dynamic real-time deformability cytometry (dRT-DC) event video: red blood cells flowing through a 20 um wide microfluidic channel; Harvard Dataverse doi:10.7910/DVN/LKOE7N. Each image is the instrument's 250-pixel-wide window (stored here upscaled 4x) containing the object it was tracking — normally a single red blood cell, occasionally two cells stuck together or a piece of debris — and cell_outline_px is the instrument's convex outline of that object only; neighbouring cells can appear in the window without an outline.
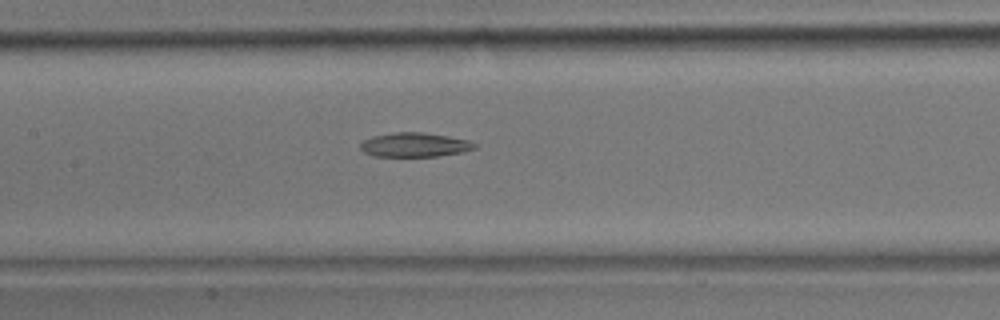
{"species": "common noctule bat (a hibernating species)", "species_latin": "Nyctalus noctula", "temperature_condition": "room temperature", "stored_images_in_passage": 33, "segment_of_instrument_passage": [2, 2], "camera_frame_rate_fps": 3000, "um_per_image_px": 0.085, "animal": {"sex": "male", "body_mass_g": 17.9}, "frame": {"image": 1, "passage_image": 15, "time_ms": 4.667, "image_size_px": [1000, 320], "cell_outline_px": [[476, 148], [464, 152], [436, 156], [372, 156], [364, 152], [360, 148], [360, 144], [364, 140], [372, 136], [396, 132], [424, 132], [448, 136], [468, 140], [476, 144]], "centroid_in_image_um": [35.24, 12.31], "position_along_channel_um": 172.2, "area_um2": 16.13}}
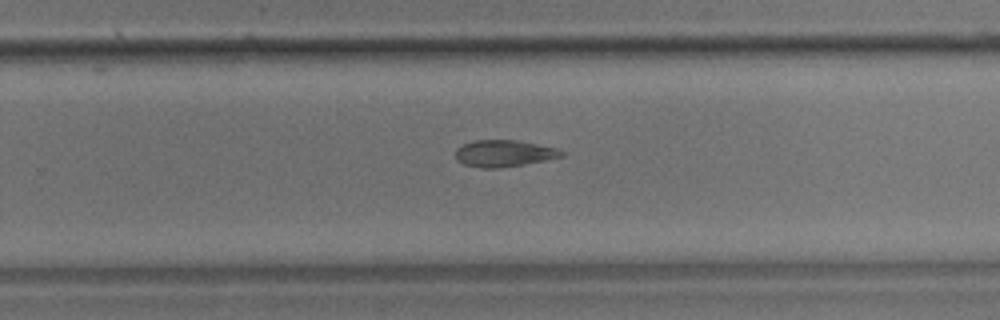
{"frame": {"image": 2, "passage_image": 22, "time_ms": 7.0, "image_size_px": [1000, 320], "cell_outline_px": [[564, 156], [524, 164], [500, 168], [480, 168], [464, 164], [456, 160], [456, 148], [464, 144], [476, 140], [516, 140], [556, 148], [564, 152]], "centroid_in_image_um": [42.81, 13.04], "position_along_channel_um": 287.0, "area_um2": 16.36}}
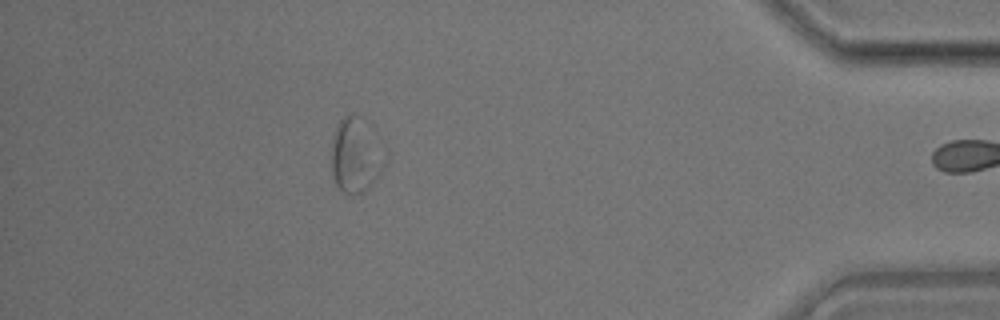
{"frame": {"image": 3, "passage_image": 32, "time_ms": 10.333, "image_size_px": [1000, 320], "cell_outline_px": [[388, 156], [384, 168], [380, 176], [372, 184], [360, 192], [344, 192], [336, 188], [332, 176], [332, 136], [336, 124], [344, 116], [360, 116], [376, 132], [384, 144], [388, 152]], "centroid_in_image_um": [30.3, 13.16], "position_along_channel_um": 404.9, "area_um2": 24.1}}